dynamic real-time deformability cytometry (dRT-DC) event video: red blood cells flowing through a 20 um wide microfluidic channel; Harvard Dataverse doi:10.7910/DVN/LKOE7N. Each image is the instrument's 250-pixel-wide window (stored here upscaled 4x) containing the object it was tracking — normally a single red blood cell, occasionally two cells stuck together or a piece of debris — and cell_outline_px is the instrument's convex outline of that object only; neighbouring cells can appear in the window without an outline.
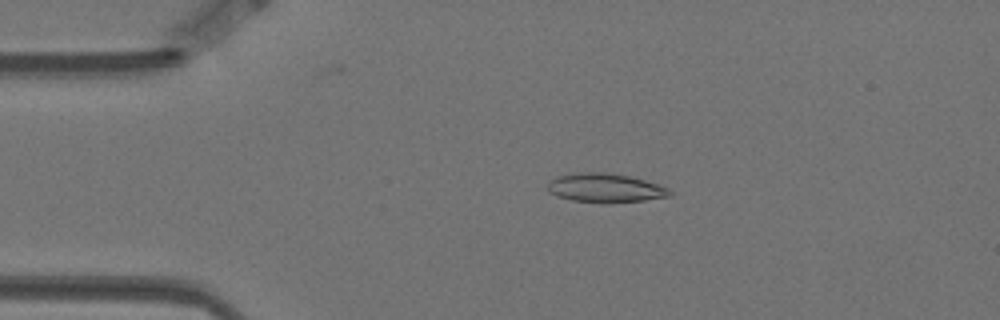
{"species": "Egyptian fruit bat (a non-hibernating species)", "species_latin": "Rousettus aegyptiacus", "temperature_condition": "warm", "stored_images_in_passage": 56, "camera_frame_rate_fps": 3000, "um_per_image_px": 0.085, "animal": {"sex": "female"}, "frame": {"image": 1, "passage_image": 10, "time_ms": 3.0, "image_size_px": [1000, 320], "cell_outline_px": [[672, 192], [668, 196], [644, 200], [604, 204], [572, 200], [556, 196], [548, 192], [548, 180], [556, 176], [576, 172], [604, 172], [628, 176], [660, 184], [668, 188]], "centroid_in_image_um": [51.39, 15.98], "position_along_channel_um": 33.6, "area_um2": 20.87}}
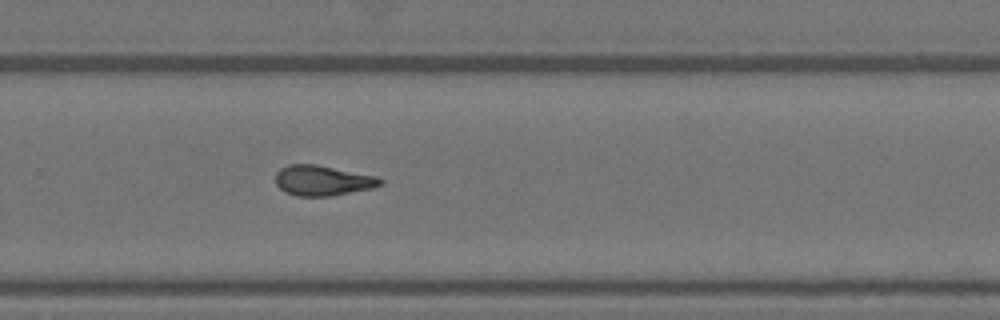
{"frame": {"image": 2, "passage_image": 36, "time_ms": 11.667, "image_size_px": [1000, 320], "cell_outline_px": [[384, 184], [372, 188], [332, 196], [296, 196], [284, 192], [276, 184], [276, 172], [280, 168], [288, 164], [316, 164], [376, 176], [384, 180]], "centroid_in_image_um": [27.42, 15.34], "position_along_channel_um": 302.4, "area_um2": 18.61}}
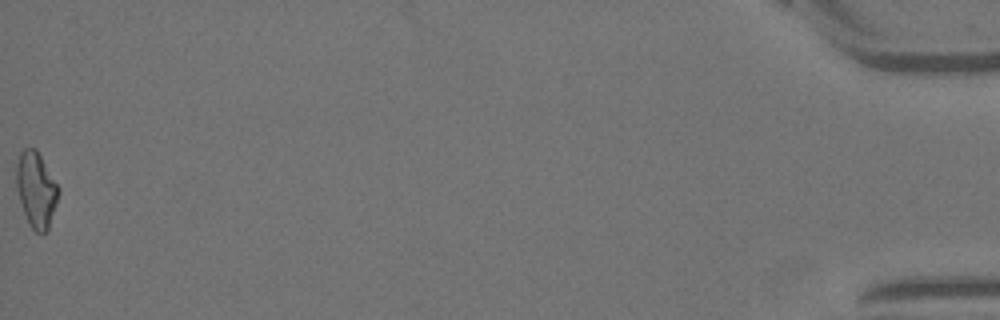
{"frame": {"image": 3, "passage_image": 56, "time_ms": 18.333, "image_size_px": [1000, 320], "cell_outline_px": [[60, 192], [48, 228], [44, 232], [36, 232], [28, 224], [16, 188], [16, 164], [20, 152], [24, 148], [36, 148], [60, 188]], "centroid_in_image_um": [3.07, 16.08], "position_along_channel_um": 432.1, "area_um2": 18.44}, "authors_computed_cell_mechanics": {"area_um2": 18.4671, "velocity_mm_per_s": 3.5139, "shape_relaxation_time_tau1_ms": null, "shape_relaxation_time_tau2_ms": 4.921, "deformation_change_tau1": null, "deformation_change_tau2": 0.1396}}